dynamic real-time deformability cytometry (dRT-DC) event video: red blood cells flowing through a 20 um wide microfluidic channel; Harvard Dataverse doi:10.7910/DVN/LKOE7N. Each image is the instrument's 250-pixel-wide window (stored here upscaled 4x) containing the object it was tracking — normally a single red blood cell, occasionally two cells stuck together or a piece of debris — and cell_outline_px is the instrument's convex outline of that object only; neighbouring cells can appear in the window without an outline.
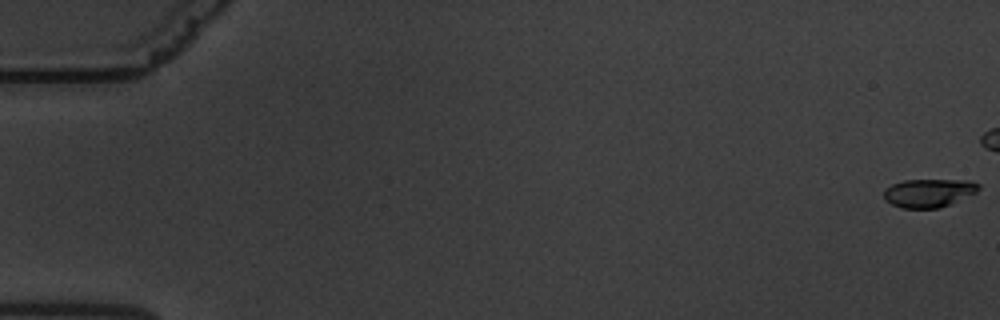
{"species": "common noctule bat (a hibernating species)", "species_latin": "Nyctalus noctula", "temperature_condition": "warm", "stored_images_in_passage": 51, "camera_frame_rate_fps": 3000, "um_per_image_px": 0.085, "animal": {"sex": "male", "body_mass_g": 19.5, "forearm_length_mm": 54.6}, "frame": {"image": 1, "passage_image": 1, "time_ms": 0.0, "image_size_px": [1000, 320], "cell_outline_px": [[980, 188], [976, 192], [940, 208], [900, 208], [884, 200], [884, 188], [892, 184], [904, 180], [968, 180], [980, 184]], "centroid_in_image_um": [78.91, 16.39], "position_along_channel_um": 6.1, "area_um2": 15.66}}
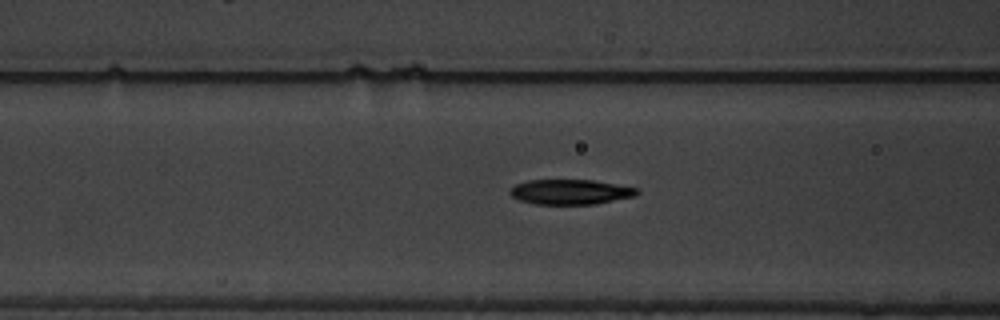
{"frame": {"image": 2, "passage_image": 26, "time_ms": 8.333, "image_size_px": [1000, 320], "cell_outline_px": [[640, 192], [636, 196], [596, 204], [536, 204], [520, 200], [512, 196], [508, 192], [508, 188], [516, 184], [528, 180], [592, 180], [640, 188]], "centroid_in_image_um": [48.5, 16.31], "position_along_channel_um": 118.1, "area_um2": 18.67}}
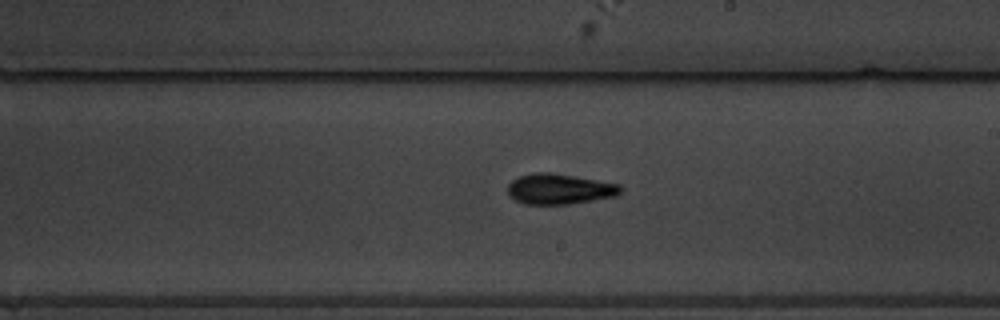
{"frame": {"image": 3, "passage_image": 37, "time_ms": 12.0, "image_size_px": [1000, 320], "cell_outline_px": [[620, 192], [616, 196], [568, 204], [524, 204], [508, 196], [508, 184], [512, 180], [520, 176], [532, 172], [548, 172], [620, 184]], "centroid_in_image_um": [47.5, 16.06], "position_along_channel_um": 241.5, "area_um2": 19.83}}